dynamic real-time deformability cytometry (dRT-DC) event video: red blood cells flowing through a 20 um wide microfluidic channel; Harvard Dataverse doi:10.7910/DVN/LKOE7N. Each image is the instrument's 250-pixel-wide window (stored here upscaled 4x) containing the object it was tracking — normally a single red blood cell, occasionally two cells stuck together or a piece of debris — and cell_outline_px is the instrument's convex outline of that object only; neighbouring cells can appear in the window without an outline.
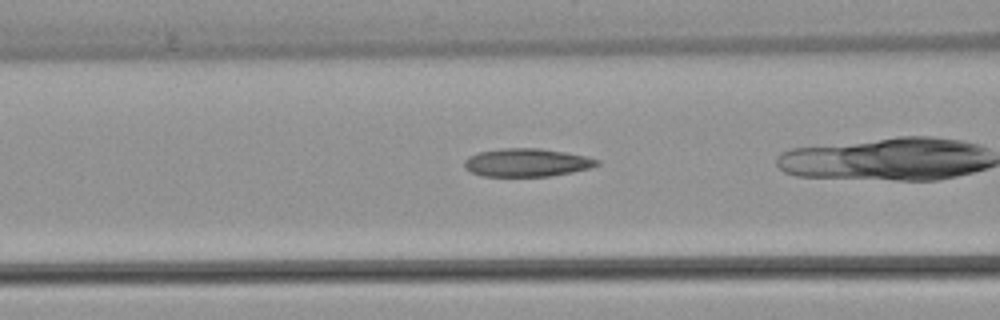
{"species": "common noctule bat (a hibernating species)", "species_latin": "Nyctalus noctula", "temperature_condition": "warm", "stored_images_in_passage": 36, "camera_frame_rate_fps": 3000, "um_per_image_px": 0.085, "animal": {"sex": "female", "body_mass_g": 22.7, "forearm_length_mm": 54.2}, "frame": {"image": 1, "passage_image": 17, "time_ms": 5.333, "image_size_px": [1000, 320], "cell_outline_px": [[600, 164], [592, 168], [552, 176], [480, 176], [464, 168], [464, 160], [468, 156], [476, 152], [500, 148], [540, 148], [564, 152], [584, 156], [600, 160]], "centroid_in_image_um": [44.75, 13.81], "position_along_channel_um": 121.8, "area_um2": 21.96}}